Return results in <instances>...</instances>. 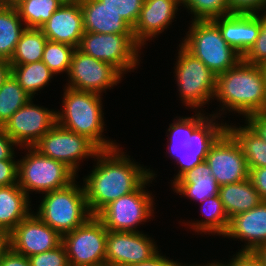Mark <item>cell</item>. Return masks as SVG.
Instances as JSON below:
<instances>
[{
    "label": "cell",
    "mask_w": 266,
    "mask_h": 266,
    "mask_svg": "<svg viewBox=\"0 0 266 266\" xmlns=\"http://www.w3.org/2000/svg\"><path fill=\"white\" fill-rule=\"evenodd\" d=\"M119 146L100 150L91 173L84 176L83 187L89 211L97 215L110 202L135 191L149 176L156 178L153 170L132 161ZM138 163V164H137Z\"/></svg>",
    "instance_id": "obj_1"
},
{
    "label": "cell",
    "mask_w": 266,
    "mask_h": 266,
    "mask_svg": "<svg viewBox=\"0 0 266 266\" xmlns=\"http://www.w3.org/2000/svg\"><path fill=\"white\" fill-rule=\"evenodd\" d=\"M192 117H180L169 124L167 147L169 157L177 162L178 173L171 181L173 185L184 173L193 169L206 159L211 145L226 130V122L218 123V117L205 116L201 111H194ZM209 116V117H208ZM217 119V121H216ZM223 122V123H222Z\"/></svg>",
    "instance_id": "obj_2"
},
{
    "label": "cell",
    "mask_w": 266,
    "mask_h": 266,
    "mask_svg": "<svg viewBox=\"0 0 266 266\" xmlns=\"http://www.w3.org/2000/svg\"><path fill=\"white\" fill-rule=\"evenodd\" d=\"M214 98L222 108L219 113L211 115L218 118L226 110L234 114L237 112L244 118L266 112V76L263 67L241 60L236 66L217 76Z\"/></svg>",
    "instance_id": "obj_3"
},
{
    "label": "cell",
    "mask_w": 266,
    "mask_h": 266,
    "mask_svg": "<svg viewBox=\"0 0 266 266\" xmlns=\"http://www.w3.org/2000/svg\"><path fill=\"white\" fill-rule=\"evenodd\" d=\"M62 111H56L57 124L67 130L86 136L100 150H108L118 146L107 140L104 132V113L102 98L98 93L80 91L64 87Z\"/></svg>",
    "instance_id": "obj_4"
},
{
    "label": "cell",
    "mask_w": 266,
    "mask_h": 266,
    "mask_svg": "<svg viewBox=\"0 0 266 266\" xmlns=\"http://www.w3.org/2000/svg\"><path fill=\"white\" fill-rule=\"evenodd\" d=\"M76 182L74 180L62 189L43 193L45 195L34 213L61 236L73 231L93 216L87 205L84 187Z\"/></svg>",
    "instance_id": "obj_5"
},
{
    "label": "cell",
    "mask_w": 266,
    "mask_h": 266,
    "mask_svg": "<svg viewBox=\"0 0 266 266\" xmlns=\"http://www.w3.org/2000/svg\"><path fill=\"white\" fill-rule=\"evenodd\" d=\"M181 45L200 59L216 76L236 66L242 56L223 39L212 20H192Z\"/></svg>",
    "instance_id": "obj_6"
},
{
    "label": "cell",
    "mask_w": 266,
    "mask_h": 266,
    "mask_svg": "<svg viewBox=\"0 0 266 266\" xmlns=\"http://www.w3.org/2000/svg\"><path fill=\"white\" fill-rule=\"evenodd\" d=\"M23 149L27 152L18 160L17 184L28 196L31 191L43 195L62 189L76 179V174L64 163L41 155L33 147Z\"/></svg>",
    "instance_id": "obj_7"
},
{
    "label": "cell",
    "mask_w": 266,
    "mask_h": 266,
    "mask_svg": "<svg viewBox=\"0 0 266 266\" xmlns=\"http://www.w3.org/2000/svg\"><path fill=\"white\" fill-rule=\"evenodd\" d=\"M175 78L180 100L189 109L200 108L214 100L217 76L200 60L179 44Z\"/></svg>",
    "instance_id": "obj_8"
},
{
    "label": "cell",
    "mask_w": 266,
    "mask_h": 266,
    "mask_svg": "<svg viewBox=\"0 0 266 266\" xmlns=\"http://www.w3.org/2000/svg\"><path fill=\"white\" fill-rule=\"evenodd\" d=\"M153 180L149 176L135 191L110 202L96 215L107 230L140 232L139 224L148 222L155 213L154 197L146 187Z\"/></svg>",
    "instance_id": "obj_9"
},
{
    "label": "cell",
    "mask_w": 266,
    "mask_h": 266,
    "mask_svg": "<svg viewBox=\"0 0 266 266\" xmlns=\"http://www.w3.org/2000/svg\"><path fill=\"white\" fill-rule=\"evenodd\" d=\"M78 49L95 59L112 64L123 75L131 70L133 72L141 62L139 51L142 47L133 34L84 32Z\"/></svg>",
    "instance_id": "obj_10"
},
{
    "label": "cell",
    "mask_w": 266,
    "mask_h": 266,
    "mask_svg": "<svg viewBox=\"0 0 266 266\" xmlns=\"http://www.w3.org/2000/svg\"><path fill=\"white\" fill-rule=\"evenodd\" d=\"M107 229L96 216L62 236L70 266H105Z\"/></svg>",
    "instance_id": "obj_11"
},
{
    "label": "cell",
    "mask_w": 266,
    "mask_h": 266,
    "mask_svg": "<svg viewBox=\"0 0 266 266\" xmlns=\"http://www.w3.org/2000/svg\"><path fill=\"white\" fill-rule=\"evenodd\" d=\"M41 155L64 163L76 175L80 161L95 157L100 149L86 136L56 124L34 146Z\"/></svg>",
    "instance_id": "obj_12"
},
{
    "label": "cell",
    "mask_w": 266,
    "mask_h": 266,
    "mask_svg": "<svg viewBox=\"0 0 266 266\" xmlns=\"http://www.w3.org/2000/svg\"><path fill=\"white\" fill-rule=\"evenodd\" d=\"M67 77V87L100 95H103L106 89H111L120 83L122 77L124 78L112 64L95 59L78 48L73 53Z\"/></svg>",
    "instance_id": "obj_13"
},
{
    "label": "cell",
    "mask_w": 266,
    "mask_h": 266,
    "mask_svg": "<svg viewBox=\"0 0 266 266\" xmlns=\"http://www.w3.org/2000/svg\"><path fill=\"white\" fill-rule=\"evenodd\" d=\"M31 98L2 127L20 147H33L57 124L56 110L34 104Z\"/></svg>",
    "instance_id": "obj_14"
},
{
    "label": "cell",
    "mask_w": 266,
    "mask_h": 266,
    "mask_svg": "<svg viewBox=\"0 0 266 266\" xmlns=\"http://www.w3.org/2000/svg\"><path fill=\"white\" fill-rule=\"evenodd\" d=\"M205 161L219 186L249 178V168L242 149L227 130L211 145Z\"/></svg>",
    "instance_id": "obj_15"
},
{
    "label": "cell",
    "mask_w": 266,
    "mask_h": 266,
    "mask_svg": "<svg viewBox=\"0 0 266 266\" xmlns=\"http://www.w3.org/2000/svg\"><path fill=\"white\" fill-rule=\"evenodd\" d=\"M154 239L140 232L107 231L105 266H131L159 251Z\"/></svg>",
    "instance_id": "obj_16"
},
{
    "label": "cell",
    "mask_w": 266,
    "mask_h": 266,
    "mask_svg": "<svg viewBox=\"0 0 266 266\" xmlns=\"http://www.w3.org/2000/svg\"><path fill=\"white\" fill-rule=\"evenodd\" d=\"M7 236L9 247L26 257L52 250L62 243V236L36 216L34 211Z\"/></svg>",
    "instance_id": "obj_17"
},
{
    "label": "cell",
    "mask_w": 266,
    "mask_h": 266,
    "mask_svg": "<svg viewBox=\"0 0 266 266\" xmlns=\"http://www.w3.org/2000/svg\"><path fill=\"white\" fill-rule=\"evenodd\" d=\"M179 6H182L181 0H145L133 27L136 42L143 47L148 40L163 33L176 18Z\"/></svg>",
    "instance_id": "obj_18"
},
{
    "label": "cell",
    "mask_w": 266,
    "mask_h": 266,
    "mask_svg": "<svg viewBox=\"0 0 266 266\" xmlns=\"http://www.w3.org/2000/svg\"><path fill=\"white\" fill-rule=\"evenodd\" d=\"M223 237L245 242L239 252H255L266 244V201H262L251 210L231 217Z\"/></svg>",
    "instance_id": "obj_19"
},
{
    "label": "cell",
    "mask_w": 266,
    "mask_h": 266,
    "mask_svg": "<svg viewBox=\"0 0 266 266\" xmlns=\"http://www.w3.org/2000/svg\"><path fill=\"white\" fill-rule=\"evenodd\" d=\"M212 21L227 44L242 57L256 42L260 31V17L256 13H231Z\"/></svg>",
    "instance_id": "obj_20"
},
{
    "label": "cell",
    "mask_w": 266,
    "mask_h": 266,
    "mask_svg": "<svg viewBox=\"0 0 266 266\" xmlns=\"http://www.w3.org/2000/svg\"><path fill=\"white\" fill-rule=\"evenodd\" d=\"M47 40L78 48L84 34L80 4H63L40 27Z\"/></svg>",
    "instance_id": "obj_21"
},
{
    "label": "cell",
    "mask_w": 266,
    "mask_h": 266,
    "mask_svg": "<svg viewBox=\"0 0 266 266\" xmlns=\"http://www.w3.org/2000/svg\"><path fill=\"white\" fill-rule=\"evenodd\" d=\"M83 14L84 32L133 34V28L99 0H83L80 3Z\"/></svg>",
    "instance_id": "obj_22"
},
{
    "label": "cell",
    "mask_w": 266,
    "mask_h": 266,
    "mask_svg": "<svg viewBox=\"0 0 266 266\" xmlns=\"http://www.w3.org/2000/svg\"><path fill=\"white\" fill-rule=\"evenodd\" d=\"M172 186L174 193L199 203L219 192V185L205 160L184 173Z\"/></svg>",
    "instance_id": "obj_23"
},
{
    "label": "cell",
    "mask_w": 266,
    "mask_h": 266,
    "mask_svg": "<svg viewBox=\"0 0 266 266\" xmlns=\"http://www.w3.org/2000/svg\"><path fill=\"white\" fill-rule=\"evenodd\" d=\"M30 203L18 184L0 187V234L8 235L33 212Z\"/></svg>",
    "instance_id": "obj_24"
},
{
    "label": "cell",
    "mask_w": 266,
    "mask_h": 266,
    "mask_svg": "<svg viewBox=\"0 0 266 266\" xmlns=\"http://www.w3.org/2000/svg\"><path fill=\"white\" fill-rule=\"evenodd\" d=\"M219 198L229 217L258 206L262 199L250 179L219 186Z\"/></svg>",
    "instance_id": "obj_25"
},
{
    "label": "cell",
    "mask_w": 266,
    "mask_h": 266,
    "mask_svg": "<svg viewBox=\"0 0 266 266\" xmlns=\"http://www.w3.org/2000/svg\"><path fill=\"white\" fill-rule=\"evenodd\" d=\"M242 126L227 123L226 130L240 145L249 169L266 167V142L247 123Z\"/></svg>",
    "instance_id": "obj_26"
},
{
    "label": "cell",
    "mask_w": 266,
    "mask_h": 266,
    "mask_svg": "<svg viewBox=\"0 0 266 266\" xmlns=\"http://www.w3.org/2000/svg\"><path fill=\"white\" fill-rule=\"evenodd\" d=\"M200 205L202 208L200 212L204 218L195 222L192 221L193 223L189 221L191 230L198 234L223 236L227 231L230 219L219 195L205 199Z\"/></svg>",
    "instance_id": "obj_27"
},
{
    "label": "cell",
    "mask_w": 266,
    "mask_h": 266,
    "mask_svg": "<svg viewBox=\"0 0 266 266\" xmlns=\"http://www.w3.org/2000/svg\"><path fill=\"white\" fill-rule=\"evenodd\" d=\"M25 29L15 5H0V58L11 60Z\"/></svg>",
    "instance_id": "obj_28"
},
{
    "label": "cell",
    "mask_w": 266,
    "mask_h": 266,
    "mask_svg": "<svg viewBox=\"0 0 266 266\" xmlns=\"http://www.w3.org/2000/svg\"><path fill=\"white\" fill-rule=\"evenodd\" d=\"M47 38L40 29L26 28L9 61L11 65H25L42 61Z\"/></svg>",
    "instance_id": "obj_29"
},
{
    "label": "cell",
    "mask_w": 266,
    "mask_h": 266,
    "mask_svg": "<svg viewBox=\"0 0 266 266\" xmlns=\"http://www.w3.org/2000/svg\"><path fill=\"white\" fill-rule=\"evenodd\" d=\"M11 66L13 77L32 98L55 76L43 61Z\"/></svg>",
    "instance_id": "obj_30"
},
{
    "label": "cell",
    "mask_w": 266,
    "mask_h": 266,
    "mask_svg": "<svg viewBox=\"0 0 266 266\" xmlns=\"http://www.w3.org/2000/svg\"><path fill=\"white\" fill-rule=\"evenodd\" d=\"M61 5L58 0H20L15 7L26 28L40 29Z\"/></svg>",
    "instance_id": "obj_31"
},
{
    "label": "cell",
    "mask_w": 266,
    "mask_h": 266,
    "mask_svg": "<svg viewBox=\"0 0 266 266\" xmlns=\"http://www.w3.org/2000/svg\"><path fill=\"white\" fill-rule=\"evenodd\" d=\"M31 98L11 74L0 87V127Z\"/></svg>",
    "instance_id": "obj_32"
},
{
    "label": "cell",
    "mask_w": 266,
    "mask_h": 266,
    "mask_svg": "<svg viewBox=\"0 0 266 266\" xmlns=\"http://www.w3.org/2000/svg\"><path fill=\"white\" fill-rule=\"evenodd\" d=\"M75 49L68 44L47 40L42 61L54 74L65 72L68 75Z\"/></svg>",
    "instance_id": "obj_33"
},
{
    "label": "cell",
    "mask_w": 266,
    "mask_h": 266,
    "mask_svg": "<svg viewBox=\"0 0 266 266\" xmlns=\"http://www.w3.org/2000/svg\"><path fill=\"white\" fill-rule=\"evenodd\" d=\"M182 7L192 14V20H212L229 14L228 0H183Z\"/></svg>",
    "instance_id": "obj_34"
},
{
    "label": "cell",
    "mask_w": 266,
    "mask_h": 266,
    "mask_svg": "<svg viewBox=\"0 0 266 266\" xmlns=\"http://www.w3.org/2000/svg\"><path fill=\"white\" fill-rule=\"evenodd\" d=\"M256 14L260 17V31L256 42L243 55L242 60L248 64L263 66L266 63V11Z\"/></svg>",
    "instance_id": "obj_35"
},
{
    "label": "cell",
    "mask_w": 266,
    "mask_h": 266,
    "mask_svg": "<svg viewBox=\"0 0 266 266\" xmlns=\"http://www.w3.org/2000/svg\"><path fill=\"white\" fill-rule=\"evenodd\" d=\"M107 8L112 9L133 28L140 15L145 0H99Z\"/></svg>",
    "instance_id": "obj_36"
},
{
    "label": "cell",
    "mask_w": 266,
    "mask_h": 266,
    "mask_svg": "<svg viewBox=\"0 0 266 266\" xmlns=\"http://www.w3.org/2000/svg\"><path fill=\"white\" fill-rule=\"evenodd\" d=\"M31 266H70L63 243L58 247L28 257Z\"/></svg>",
    "instance_id": "obj_37"
},
{
    "label": "cell",
    "mask_w": 266,
    "mask_h": 266,
    "mask_svg": "<svg viewBox=\"0 0 266 266\" xmlns=\"http://www.w3.org/2000/svg\"><path fill=\"white\" fill-rule=\"evenodd\" d=\"M229 14L259 13L266 11V0H228Z\"/></svg>",
    "instance_id": "obj_38"
},
{
    "label": "cell",
    "mask_w": 266,
    "mask_h": 266,
    "mask_svg": "<svg viewBox=\"0 0 266 266\" xmlns=\"http://www.w3.org/2000/svg\"><path fill=\"white\" fill-rule=\"evenodd\" d=\"M18 160H0V187L17 184Z\"/></svg>",
    "instance_id": "obj_39"
},
{
    "label": "cell",
    "mask_w": 266,
    "mask_h": 266,
    "mask_svg": "<svg viewBox=\"0 0 266 266\" xmlns=\"http://www.w3.org/2000/svg\"><path fill=\"white\" fill-rule=\"evenodd\" d=\"M227 266H264L255 252H237Z\"/></svg>",
    "instance_id": "obj_40"
},
{
    "label": "cell",
    "mask_w": 266,
    "mask_h": 266,
    "mask_svg": "<svg viewBox=\"0 0 266 266\" xmlns=\"http://www.w3.org/2000/svg\"><path fill=\"white\" fill-rule=\"evenodd\" d=\"M249 179L262 201H266V167L249 169Z\"/></svg>",
    "instance_id": "obj_41"
},
{
    "label": "cell",
    "mask_w": 266,
    "mask_h": 266,
    "mask_svg": "<svg viewBox=\"0 0 266 266\" xmlns=\"http://www.w3.org/2000/svg\"><path fill=\"white\" fill-rule=\"evenodd\" d=\"M17 146L16 142L0 127V160L14 159V150Z\"/></svg>",
    "instance_id": "obj_42"
},
{
    "label": "cell",
    "mask_w": 266,
    "mask_h": 266,
    "mask_svg": "<svg viewBox=\"0 0 266 266\" xmlns=\"http://www.w3.org/2000/svg\"><path fill=\"white\" fill-rule=\"evenodd\" d=\"M0 266H31L28 257L13 251L10 247L6 249L0 260Z\"/></svg>",
    "instance_id": "obj_43"
},
{
    "label": "cell",
    "mask_w": 266,
    "mask_h": 266,
    "mask_svg": "<svg viewBox=\"0 0 266 266\" xmlns=\"http://www.w3.org/2000/svg\"><path fill=\"white\" fill-rule=\"evenodd\" d=\"M244 121L266 142V112L250 115Z\"/></svg>",
    "instance_id": "obj_44"
},
{
    "label": "cell",
    "mask_w": 266,
    "mask_h": 266,
    "mask_svg": "<svg viewBox=\"0 0 266 266\" xmlns=\"http://www.w3.org/2000/svg\"><path fill=\"white\" fill-rule=\"evenodd\" d=\"M178 262L179 261L177 260L174 261L173 259L169 260L168 257L158 252L155 256H153L149 260L131 266H181L183 264Z\"/></svg>",
    "instance_id": "obj_45"
},
{
    "label": "cell",
    "mask_w": 266,
    "mask_h": 266,
    "mask_svg": "<svg viewBox=\"0 0 266 266\" xmlns=\"http://www.w3.org/2000/svg\"><path fill=\"white\" fill-rule=\"evenodd\" d=\"M12 74V66L8 60L0 58V87Z\"/></svg>",
    "instance_id": "obj_46"
},
{
    "label": "cell",
    "mask_w": 266,
    "mask_h": 266,
    "mask_svg": "<svg viewBox=\"0 0 266 266\" xmlns=\"http://www.w3.org/2000/svg\"><path fill=\"white\" fill-rule=\"evenodd\" d=\"M9 247L8 236L0 234V260L6 249Z\"/></svg>",
    "instance_id": "obj_47"
},
{
    "label": "cell",
    "mask_w": 266,
    "mask_h": 266,
    "mask_svg": "<svg viewBox=\"0 0 266 266\" xmlns=\"http://www.w3.org/2000/svg\"><path fill=\"white\" fill-rule=\"evenodd\" d=\"M255 254L260 258L264 266H266V244L262 245L259 247L256 251Z\"/></svg>",
    "instance_id": "obj_48"
},
{
    "label": "cell",
    "mask_w": 266,
    "mask_h": 266,
    "mask_svg": "<svg viewBox=\"0 0 266 266\" xmlns=\"http://www.w3.org/2000/svg\"><path fill=\"white\" fill-rule=\"evenodd\" d=\"M224 263H225V264H224ZM184 265H185V266H188V265H189V266H227V262H226V261H225V262H224V261H223V262H221V261H215V262L213 261V262H212V261H211V263H210V262L207 263V264L205 263V265H204V263H203V265H202V264H199V265H198V264H188V265H187V263L184 264Z\"/></svg>",
    "instance_id": "obj_49"
},
{
    "label": "cell",
    "mask_w": 266,
    "mask_h": 266,
    "mask_svg": "<svg viewBox=\"0 0 266 266\" xmlns=\"http://www.w3.org/2000/svg\"><path fill=\"white\" fill-rule=\"evenodd\" d=\"M20 0H0V5H16Z\"/></svg>",
    "instance_id": "obj_50"
},
{
    "label": "cell",
    "mask_w": 266,
    "mask_h": 266,
    "mask_svg": "<svg viewBox=\"0 0 266 266\" xmlns=\"http://www.w3.org/2000/svg\"><path fill=\"white\" fill-rule=\"evenodd\" d=\"M62 5L64 4H80L83 0H58Z\"/></svg>",
    "instance_id": "obj_51"
},
{
    "label": "cell",
    "mask_w": 266,
    "mask_h": 266,
    "mask_svg": "<svg viewBox=\"0 0 266 266\" xmlns=\"http://www.w3.org/2000/svg\"><path fill=\"white\" fill-rule=\"evenodd\" d=\"M262 67L264 69V73H265V76H266V63Z\"/></svg>",
    "instance_id": "obj_52"
}]
</instances>
